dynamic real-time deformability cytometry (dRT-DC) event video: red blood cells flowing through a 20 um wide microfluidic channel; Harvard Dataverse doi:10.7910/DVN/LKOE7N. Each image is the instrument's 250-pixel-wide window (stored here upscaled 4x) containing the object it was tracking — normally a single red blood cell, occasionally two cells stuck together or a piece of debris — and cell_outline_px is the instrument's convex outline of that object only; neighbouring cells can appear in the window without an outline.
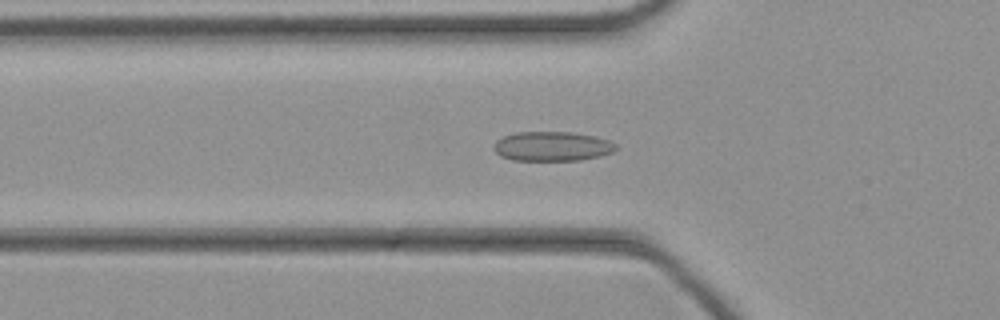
{"species": "common noctule bat (a hibernating species)", "species_latin": "Nyctalus noctula", "temperature_condition": "cold", "stored_images_in_passage": 45, "camera_frame_rate_fps": 3000, "um_per_image_px": 0.085, "animal": {"sex": "female", "body_mass_g": 21.9}, "frame": {"image": 1, "passage_image": 15, "time_ms": 4.667, "image_size_px": [1000, 320], "cell_outline_px": [[616, 148], [612, 152], [600, 156], [580, 160], [512, 160], [500, 156], [492, 148], [496, 140], [504, 136], [516, 132], [572, 132], [596, 136], [608, 140], [616, 144]], "centroid_in_image_um": [46.91, 12.43], "position_along_channel_um": 78.9, "area_um2": 21.04}}
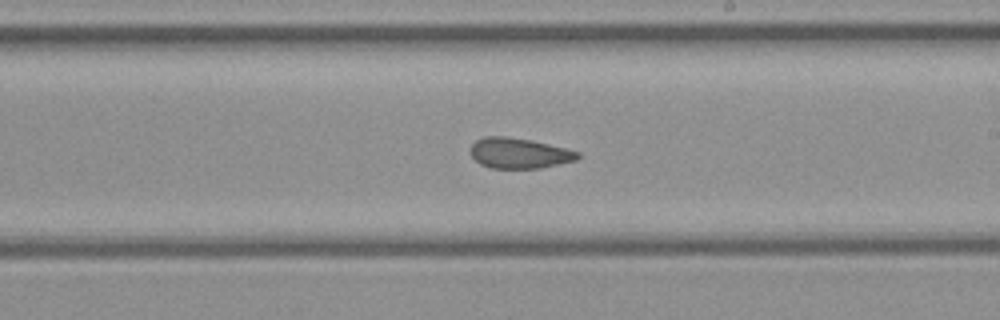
{"frame": {"image": 2, "passage_image": 26, "time_ms": 8.333, "image_size_px": [1000, 320], "cell_outline_px": [[580, 156], [576, 160], [540, 168], [492, 168], [480, 164], [472, 156], [472, 144], [476, 140], [484, 136], [504, 136], [532, 140], [580, 152]], "centroid_in_image_um": [44.13, 13.01], "position_along_channel_um": 244.9, "area_um2": 18.84}}
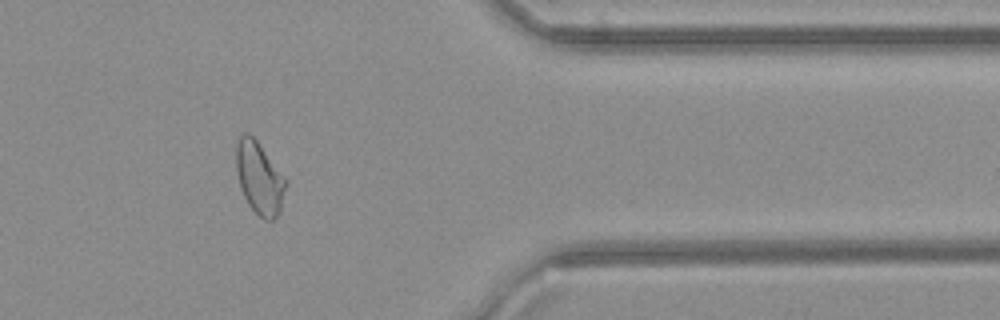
{"frame": {"image": 3, "passage_image": 37, "time_ms": 12.0, "image_size_px": [1000, 320], "cell_outline_px": [[288, 184], [280, 212], [272, 220], [264, 220], [248, 204], [240, 188], [236, 172], [236, 144], [240, 136], [244, 132], [248, 132], [256, 140], [288, 180]], "centroid_in_image_um": [22.06, 15.13], "position_along_channel_um": 389.3, "area_um2": 21.1}}